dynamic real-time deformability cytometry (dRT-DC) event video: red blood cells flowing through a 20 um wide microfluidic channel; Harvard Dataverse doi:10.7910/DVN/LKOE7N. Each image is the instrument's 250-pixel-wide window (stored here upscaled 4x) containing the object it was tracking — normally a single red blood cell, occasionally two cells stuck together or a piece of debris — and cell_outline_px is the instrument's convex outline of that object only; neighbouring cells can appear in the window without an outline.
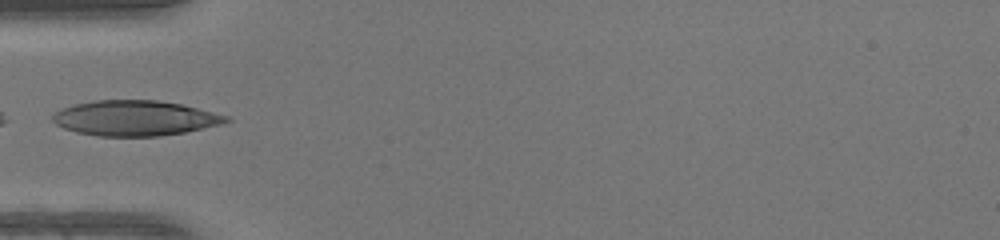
{"species": "human", "species_latin": "Homo sapiens", "temperature_condition": "warm", "stored_images_in_passage": 18, "camera_frame_rate_fps": 3000, "um_per_image_px": 0.085, "donor": {"sex": "female"}, "frame": {"image": 1, "passage_image": 1, "time_ms": 0.0, "image_size_px": [1000, 240], "cell_outline_px": [[232, 120], [224, 124], [184, 132], [160, 136], [100, 136], [76, 132], [64, 128], [56, 124], [52, 120], [52, 116], [56, 112], [72, 104], [96, 100], [156, 100], [180, 104], [228, 116]], "centroid_in_image_um": [11.47, 10.04], "position_along_channel_um": 73.5, "area_um2": 35.49}}
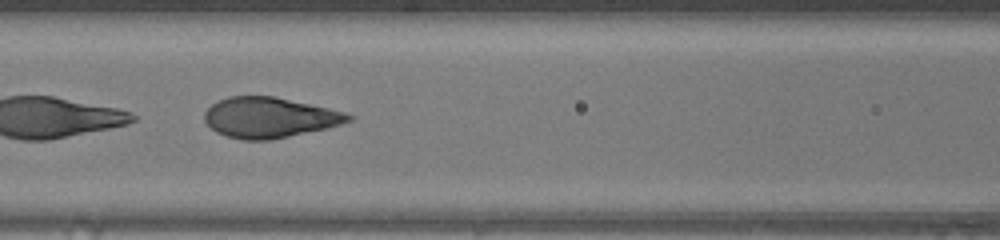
{"frame": {"image": 2, "passage_image": 6, "time_ms": 1.667, "image_size_px": [1000, 240], "cell_outline_px": [[356, 116], [352, 120], [328, 128], [268, 140], [244, 140], [228, 136], [216, 132], [204, 120], [204, 112], [212, 104], [228, 96], [276, 96], [328, 108], [344, 112]], "centroid_in_image_um": [22.91, 9.98], "position_along_channel_um": 143.7, "area_um2": 33.76}}